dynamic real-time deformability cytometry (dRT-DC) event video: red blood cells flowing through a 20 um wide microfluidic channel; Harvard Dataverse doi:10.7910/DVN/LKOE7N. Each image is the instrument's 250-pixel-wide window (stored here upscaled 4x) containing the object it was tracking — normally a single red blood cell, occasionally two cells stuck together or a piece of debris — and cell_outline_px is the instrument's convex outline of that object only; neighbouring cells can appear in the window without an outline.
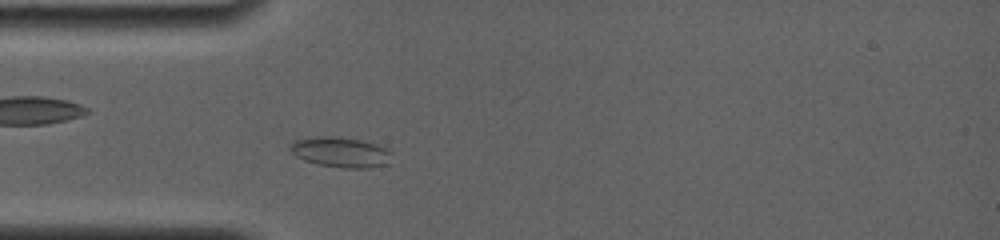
{"species": "common noctule bat (a hibernating species)", "species_latin": "Nyctalus noctula", "temperature_condition": "room temperature", "stored_images_in_passage": 4, "camera_frame_rate_fps": 4000, "um_per_image_px": 0.085, "animal": {"sex": "female", "body_mass_g": 19.0, "forearm_length_mm": 56.7}, "frame": {"image": 1, "passage_image": 4, "time_ms": 2.25, "image_size_px": [1000, 240], "cell_outline_px": [[392, 152], [388, 164], [368, 168], [344, 168], [320, 164], [304, 160], [296, 156], [288, 148], [292, 140], [320, 136], [332, 136], [360, 140], [376, 144], [388, 148]], "centroid_in_image_um": [28.95, 12.93], "position_along_channel_um": 56.0, "area_um2": 17.92}}